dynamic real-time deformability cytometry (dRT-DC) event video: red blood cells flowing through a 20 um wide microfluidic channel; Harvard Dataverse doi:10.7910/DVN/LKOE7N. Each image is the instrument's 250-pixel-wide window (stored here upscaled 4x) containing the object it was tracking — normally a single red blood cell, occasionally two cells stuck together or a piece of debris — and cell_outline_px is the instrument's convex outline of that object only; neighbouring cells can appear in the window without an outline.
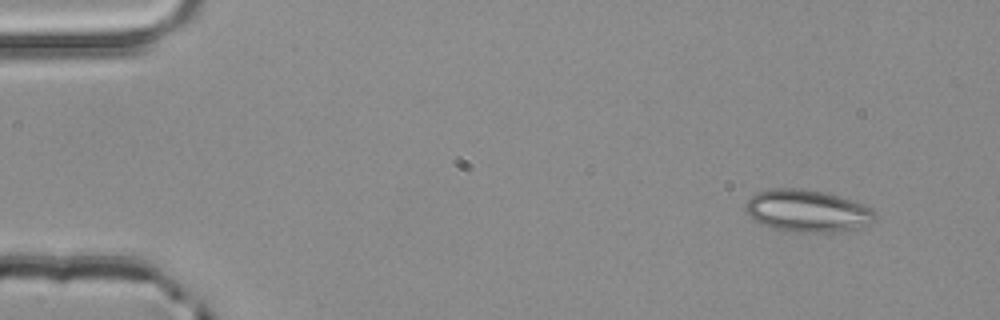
{"species": "common noctule bat (a hibernating species)", "species_latin": "Nyctalus noctula", "temperature_condition": "room temperature", "stored_images_in_passage": 2, "camera_frame_rate_fps": 3000, "um_per_image_px": 0.085, "animal": {"sex": "male", "body_mass_g": 20.4}, "frame": {"image": 1, "passage_image": 1, "time_ms": 0.0, "image_size_px": [1000, 320], "cell_outline_px": [[876, 220], [868, 224], [856, 228], [828, 232], [796, 232], [772, 228], [760, 224], [752, 220], [744, 208], [748, 200], [756, 192], [772, 188], [800, 188], [824, 192], [872, 208], [876, 212]], "centroid_in_image_um": [68.57, 17.93], "position_along_channel_um": 16.4, "area_um2": 31.67}}